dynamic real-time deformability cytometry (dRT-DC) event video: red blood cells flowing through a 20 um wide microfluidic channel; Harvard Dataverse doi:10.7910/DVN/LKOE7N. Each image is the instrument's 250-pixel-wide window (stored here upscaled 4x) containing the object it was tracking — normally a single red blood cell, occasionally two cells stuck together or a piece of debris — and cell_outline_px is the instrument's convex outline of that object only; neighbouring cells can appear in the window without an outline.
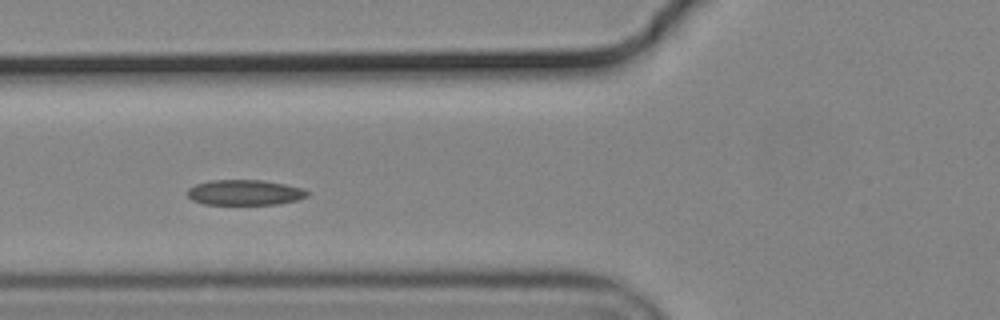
{"species": "common noctule bat (a hibernating species)", "species_latin": "Nyctalus noctula", "temperature_condition": "cold", "stored_images_in_passage": 23, "camera_frame_rate_fps": 3000, "um_per_image_px": 0.085, "animal": {"sex": "male", "body_mass_g": 19.2, "forearm_length_mm": 51.8}, "frame": {"image": 1, "passage_image": 7, "time_ms": 2.0, "image_size_px": [1000, 320], "cell_outline_px": [[308, 196], [300, 200], [276, 204], [204, 204], [192, 200], [188, 196], [188, 188], [196, 184], [208, 180], [260, 180], [284, 184], [304, 188], [308, 192]], "centroid_in_image_um": [20.82, 16.36], "position_along_channel_um": 105.0, "area_um2": 17.74}}